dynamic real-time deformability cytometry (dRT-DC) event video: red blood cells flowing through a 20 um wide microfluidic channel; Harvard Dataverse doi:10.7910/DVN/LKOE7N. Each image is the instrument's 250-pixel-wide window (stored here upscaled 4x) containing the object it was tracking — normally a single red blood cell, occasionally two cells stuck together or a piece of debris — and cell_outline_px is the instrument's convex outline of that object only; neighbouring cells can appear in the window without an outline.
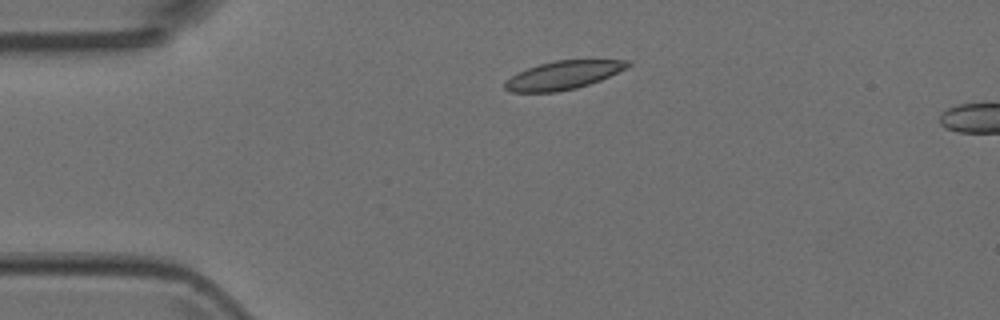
{"species": "Egyptian fruit bat (a non-hibernating species)", "species_latin": "Rousettus aegyptiacus", "temperature_condition": "room temperature", "stored_images_in_passage": 4, "camera_frame_rate_fps": 3000, "um_per_image_px": 0.085, "animal": {"sex": "female"}, "frame": {"image": 1, "passage_image": 2, "time_ms": 0.333, "image_size_px": [1000, 320], "cell_outline_px": [[632, 64], [600, 80], [576, 88], [556, 92], [508, 92], [504, 88], [504, 80], [516, 72], [540, 64], [556, 60], [632, 60]], "centroid_in_image_um": [47.8, 6.39], "position_along_channel_um": 37.2, "area_um2": 20.23}}